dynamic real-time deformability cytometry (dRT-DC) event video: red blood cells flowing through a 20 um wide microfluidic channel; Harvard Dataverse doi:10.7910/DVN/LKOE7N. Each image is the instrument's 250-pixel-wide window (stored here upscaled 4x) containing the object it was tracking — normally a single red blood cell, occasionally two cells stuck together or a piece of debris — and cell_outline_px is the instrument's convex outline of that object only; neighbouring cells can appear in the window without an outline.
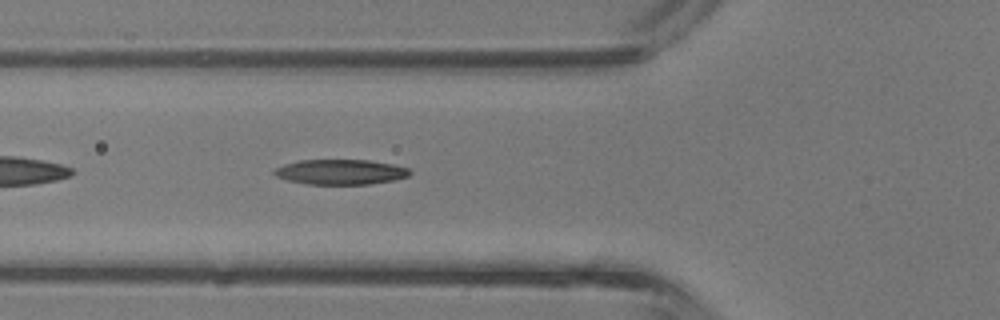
{"species": "common noctule bat (a hibernating species)", "species_latin": "Nyctalus noctula", "temperature_condition": "room temperature", "stored_images_in_passage": 41, "camera_frame_rate_fps": 3000, "um_per_image_px": 0.085, "animal": {"sex": "male", "body_mass_g": 13.3}, "frame": {"image": 1, "passage_image": 14, "time_ms": 4.333, "image_size_px": [1000, 320], "cell_outline_px": [[412, 172], [408, 176], [392, 180], [368, 184], [308, 184], [288, 180], [276, 176], [272, 172], [276, 168], [284, 164], [300, 160], [368, 160], [392, 164], [408, 168]], "centroid_in_image_um": [28.93, 14.61], "position_along_channel_um": 96.9, "area_um2": 19.65}}
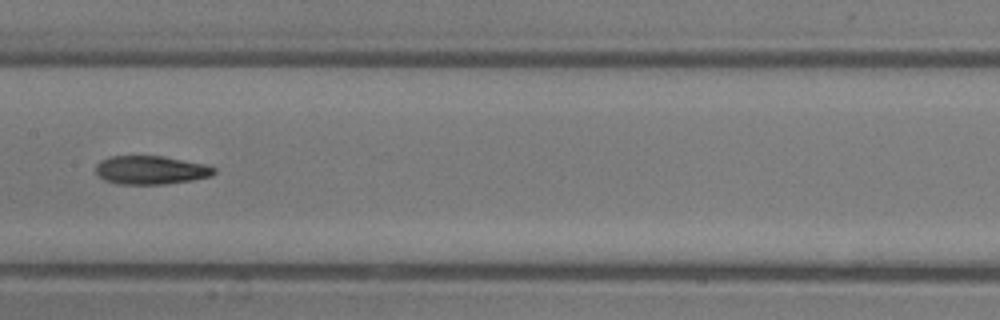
{"frame": {"image": 2, "passage_image": 20, "time_ms": 6.333, "image_size_px": [1000, 320], "cell_outline_px": [[216, 172], [212, 176], [192, 180], [164, 184], [116, 184], [104, 180], [96, 172], [96, 164], [100, 160], [108, 156], [164, 156], [204, 164], [216, 168]], "centroid_in_image_um": [12.81, 14.45], "position_along_channel_um": 194.6, "area_um2": 19.77}}
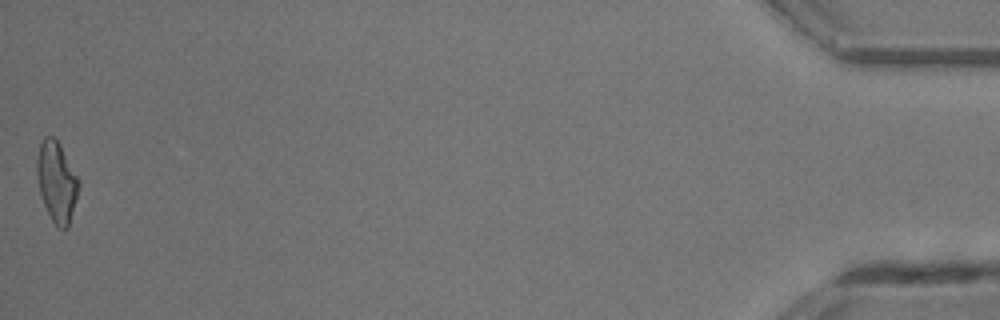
{"frame": {"image": 3, "passage_image": 41, "time_ms": 13.333, "image_size_px": [1000, 320], "cell_outline_px": [[80, 184], [68, 228], [64, 232], [56, 228], [44, 204], [40, 192], [36, 172], [36, 160], [40, 144], [44, 136], [52, 136], [60, 144], [80, 180]], "centroid_in_image_um": [4.82, 15.47], "position_along_channel_um": 430.4, "area_um2": 19.71}, "authors_computed_cell_mechanics": {"area_um2": 19.9988, "velocity_mm_per_s": 4.8408, "shape_relaxation_time_tau1_ms": 4.4083, "shape_relaxation_time_tau2_ms": 3.7207, "deformation_change_tau1": 0.1874, "deformation_change_tau2": 0.1565}}